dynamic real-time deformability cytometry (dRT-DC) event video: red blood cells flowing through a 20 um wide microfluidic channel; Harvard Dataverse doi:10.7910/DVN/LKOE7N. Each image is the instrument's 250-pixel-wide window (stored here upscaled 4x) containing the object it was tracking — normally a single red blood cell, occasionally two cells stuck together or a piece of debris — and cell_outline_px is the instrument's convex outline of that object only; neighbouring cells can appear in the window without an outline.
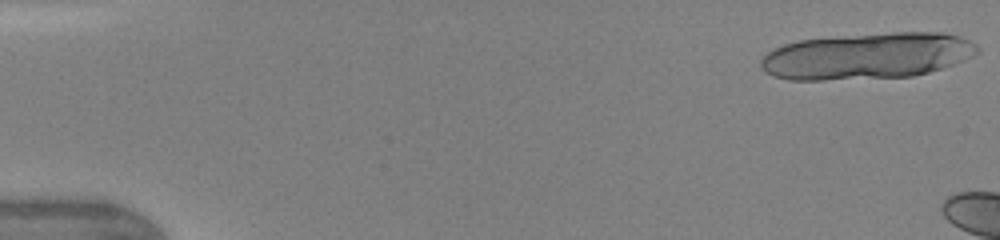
{"species": "human", "species_latin": "Homo sapiens", "temperature_condition": "warm", "stored_images_in_passage": 4, "camera_frame_rate_fps": 3000, "um_per_image_px": 0.085, "donor": {"sex": "female"}, "frame": {"image": 1, "passage_image": 1, "time_ms": 0.0, "image_size_px": [1000, 240], "cell_outline_px": [[980, 52], [964, 60], [928, 72], [912, 76], [824, 80], [788, 80], [764, 72], [760, 68], [760, 60], [768, 52], [784, 44], [800, 40], [892, 32], [944, 32], [960, 36], [976, 44], [980, 48]], "centroid_in_image_um": [73.72, 4.76], "position_along_channel_um": 11.3, "area_um2": 58.32}}